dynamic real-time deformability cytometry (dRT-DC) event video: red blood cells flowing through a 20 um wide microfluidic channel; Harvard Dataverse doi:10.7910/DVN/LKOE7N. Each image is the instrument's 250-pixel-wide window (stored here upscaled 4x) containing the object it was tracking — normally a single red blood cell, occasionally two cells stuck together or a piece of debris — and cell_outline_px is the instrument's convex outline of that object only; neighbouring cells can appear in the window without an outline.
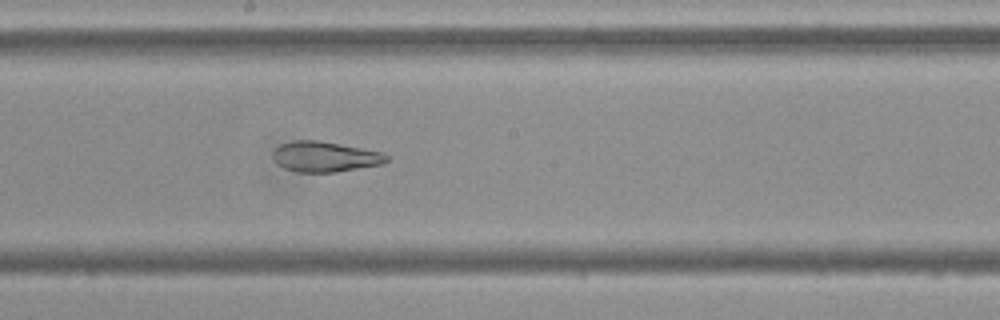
{"species": "Egyptian fruit bat (a non-hibernating species)", "species_latin": "Rousettus aegyptiacus", "temperature_condition": "cold", "stored_images_in_passage": 53, "camera_frame_rate_fps": 3000, "um_per_image_px": 0.085, "frame": {"image": 1, "passage_image": 30, "time_ms": 9.667, "image_size_px": [1000, 320], "cell_outline_px": [[388, 160], [384, 164], [336, 172], [296, 172], [284, 168], [276, 164], [272, 156], [272, 152], [280, 144], [292, 140], [320, 140], [384, 152], [388, 156]], "centroid_in_image_um": [27.61, 13.31], "position_along_channel_um": 220.6, "area_um2": 20.46}}
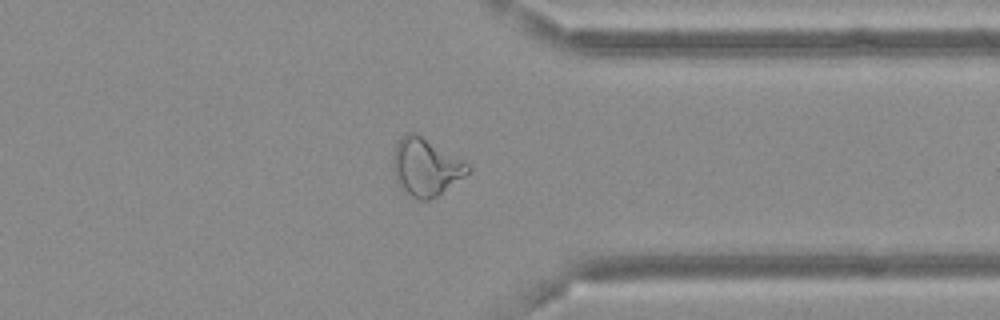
{"frame": {"image": 2, "passage_image": 43, "time_ms": 14.0, "image_size_px": [1000, 320], "cell_outline_px": [[472, 168], [464, 176], [436, 196], [428, 200], [420, 200], [412, 196], [396, 180], [392, 168], [392, 156], [396, 144], [408, 132], [416, 132], [464, 160]], "centroid_in_image_um": [36.19, 14.16], "position_along_channel_um": 375.2, "area_um2": 24.74}}
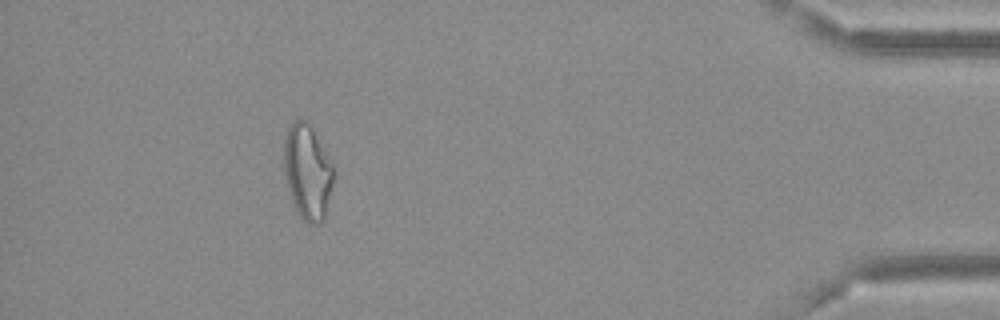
{"frame": {"image": 3, "passage_image": 50, "time_ms": 16.333, "image_size_px": [1000, 320], "cell_outline_px": [[336, 172], [324, 220], [320, 224], [308, 224], [296, 212], [288, 188], [284, 172], [284, 140], [288, 128], [296, 120], [308, 120], [332, 164]], "centroid_in_image_um": [26.15, 14.64], "position_along_channel_um": 409.0, "area_um2": 27.57}, "authors_computed_cell_mechanics": {"area_um2": 25.6054, "velocity_mm_per_s": 3.6676, "shape_relaxation_time_tau1_ms": null, "shape_relaxation_time_tau2_ms": 3.003, "deformation_change_tau1": null, "deformation_change_tau2": 0.1081}}